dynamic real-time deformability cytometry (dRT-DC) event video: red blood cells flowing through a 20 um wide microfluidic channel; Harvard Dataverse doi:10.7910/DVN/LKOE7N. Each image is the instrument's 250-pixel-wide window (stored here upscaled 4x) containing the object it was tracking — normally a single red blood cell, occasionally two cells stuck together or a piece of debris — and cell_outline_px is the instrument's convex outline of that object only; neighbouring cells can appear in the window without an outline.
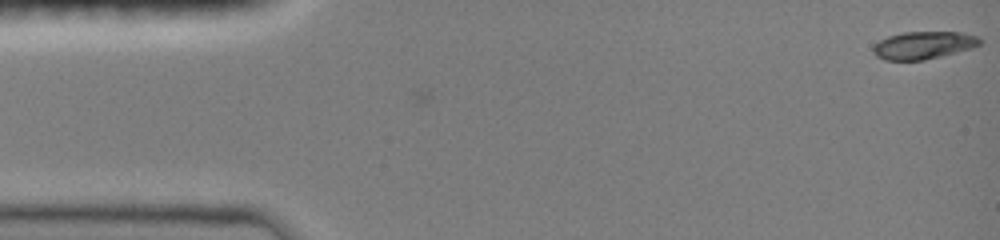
{"species": "common noctule bat (a hibernating species)", "species_latin": "Nyctalus noctula", "temperature_condition": "room temperature", "stored_images_in_passage": 4, "camera_frame_rate_fps": 3000, "um_per_image_px": 0.085, "animal": {"sex": "female", "body_mass_g": 19.0, "forearm_length_mm": 51.5}, "frame": {"image": 1, "passage_image": 4, "time_ms": 1.0, "image_size_px": [1000, 240], "cell_outline_px": [[984, 40], [980, 44], [972, 48], [924, 60], [884, 60], [876, 56], [872, 52], [872, 48], [880, 40], [888, 36], [904, 32], [964, 32], [976, 36]], "centroid_in_image_um": [78.5, 3.84], "position_along_channel_um": 6.5, "area_um2": 17.17}}